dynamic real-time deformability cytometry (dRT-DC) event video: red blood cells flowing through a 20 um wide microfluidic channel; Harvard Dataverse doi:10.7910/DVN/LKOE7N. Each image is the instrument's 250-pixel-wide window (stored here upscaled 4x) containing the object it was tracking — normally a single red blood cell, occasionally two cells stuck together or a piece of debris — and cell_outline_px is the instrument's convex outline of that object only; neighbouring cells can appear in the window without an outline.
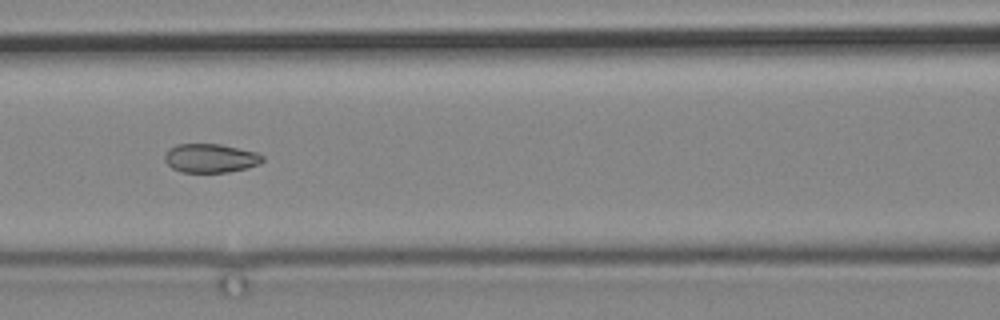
{"species": "common noctule bat (a hibernating species)", "species_latin": "Nyctalus noctula", "temperature_condition": "cold", "stored_images_in_passage": 9, "camera_frame_rate_fps": 3000, "um_per_image_px": 0.085, "animal": {"sex": "male", "body_mass_g": 19.2, "forearm_length_mm": 51.8}, "frame": {"image": 1, "passage_image": 8, "time_ms": 8.333, "image_size_px": [1000, 320], "cell_outline_px": [[264, 160], [260, 164], [248, 168], [228, 172], [180, 172], [172, 168], [164, 160], [164, 156], [168, 148], [176, 144], [220, 144], [256, 152], [264, 156]], "centroid_in_image_um": [17.89, 13.44], "position_along_channel_um": 148.7, "area_um2": 16.59}}
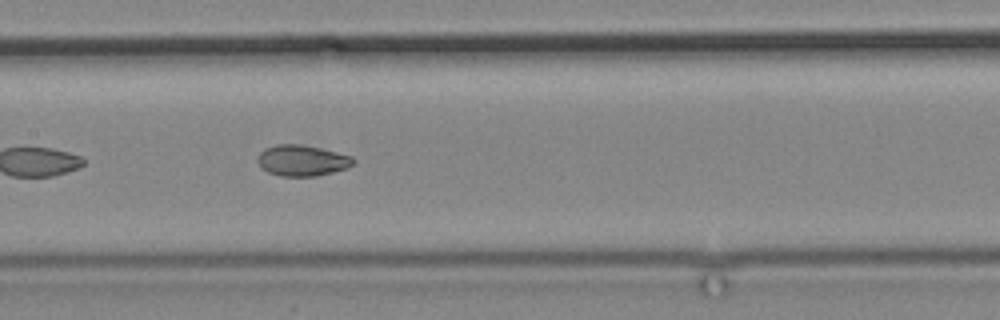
{"frame": {"image": 2, "passage_image": 9, "time_ms": 9.333, "image_size_px": [1000, 320], "cell_outline_px": [[356, 160], [348, 168], [316, 176], [280, 176], [268, 172], [260, 168], [256, 160], [256, 156], [264, 148], [276, 144], [300, 144], [320, 148], [352, 156]], "centroid_in_image_um": [25.63, 13.64], "position_along_channel_um": 181.8, "area_um2": 17.46}}